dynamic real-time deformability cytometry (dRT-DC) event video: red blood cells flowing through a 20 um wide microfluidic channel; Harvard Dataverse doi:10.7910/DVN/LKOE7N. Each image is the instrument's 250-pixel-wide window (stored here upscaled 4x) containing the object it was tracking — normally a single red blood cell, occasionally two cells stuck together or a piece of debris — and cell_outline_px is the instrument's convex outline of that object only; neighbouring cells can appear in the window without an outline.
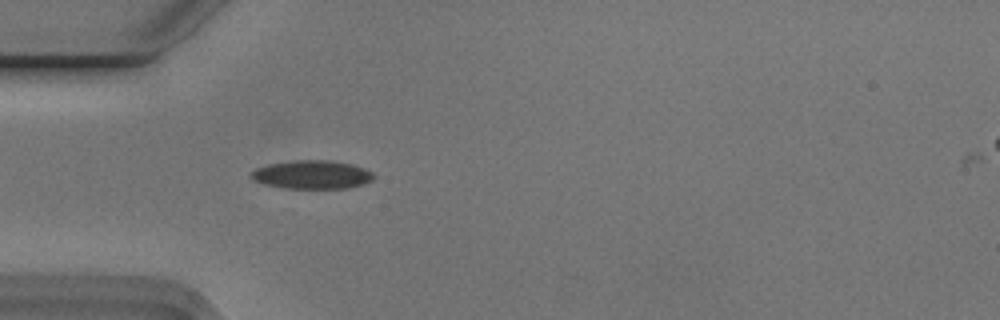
{"species": "Egyptian fruit bat (a non-hibernating species)", "species_latin": "Rousettus aegyptiacus", "temperature_condition": "cold", "stored_images_in_passage": 6, "camera_frame_rate_fps": 3000, "um_per_image_px": 0.085, "animal": {"sex": "male"}, "frame": {"image": 1, "passage_image": 5, "time_ms": 1.333, "image_size_px": [1000, 320], "cell_outline_px": [[376, 176], [372, 180], [364, 184], [348, 188], [284, 188], [264, 184], [252, 180], [248, 176], [256, 168], [268, 164], [292, 160], [332, 160], [352, 164], [364, 168], [372, 172]], "centroid_in_image_um": [26.52, 14.84], "position_along_channel_um": 58.5, "area_um2": 20.58}}